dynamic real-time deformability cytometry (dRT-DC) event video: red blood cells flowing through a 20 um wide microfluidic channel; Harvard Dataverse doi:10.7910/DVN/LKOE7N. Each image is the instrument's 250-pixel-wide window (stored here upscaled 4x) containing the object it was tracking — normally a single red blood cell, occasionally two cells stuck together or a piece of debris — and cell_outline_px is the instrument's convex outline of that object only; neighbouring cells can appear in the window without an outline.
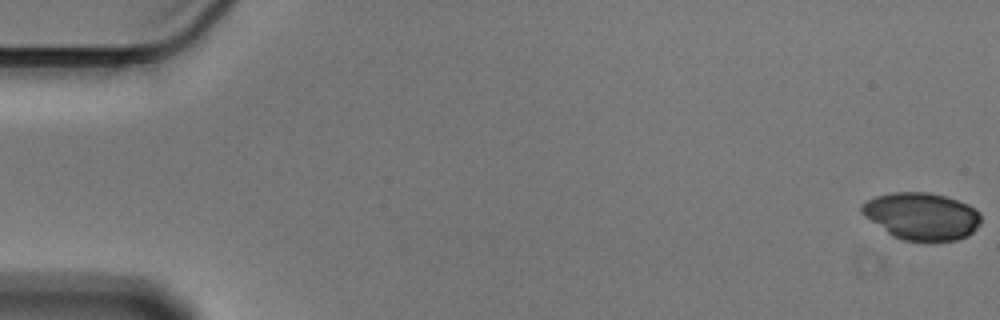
{"species": "Egyptian fruit bat (a non-hibernating species)", "species_latin": "Rousettus aegyptiacus", "temperature_condition": "cold", "stored_images_in_passage": 56, "camera_frame_rate_fps": 3000, "um_per_image_px": 0.085, "animal": {"sex": "male"}, "frame": {"image": 1, "passage_image": 1, "time_ms": 0.0, "image_size_px": [1000, 320], "cell_outline_px": [[980, 224], [968, 236], [956, 240], [904, 240], [892, 236], [864, 216], [860, 212], [860, 208], [868, 200], [876, 196], [892, 192], [928, 192], [944, 196], [968, 204], [976, 208], [980, 212]], "centroid_in_image_um": [78.35, 18.37], "position_along_channel_um": 6.7, "area_um2": 32.6}}
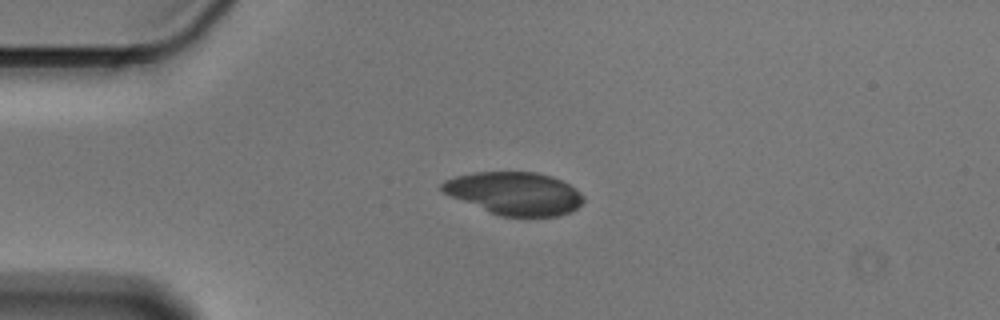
{"frame": {"image": 2, "passage_image": 14, "time_ms": 4.333, "image_size_px": [1000, 320], "cell_outline_px": [[584, 200], [572, 212], [556, 216], [500, 216], [452, 196], [444, 192], [440, 188], [440, 184], [444, 180], [456, 176], [476, 172], [536, 172], [552, 176], [576, 188], [584, 196]], "centroid_in_image_um": [43.77, 16.43], "position_along_channel_um": 41.2, "area_um2": 34.97}}
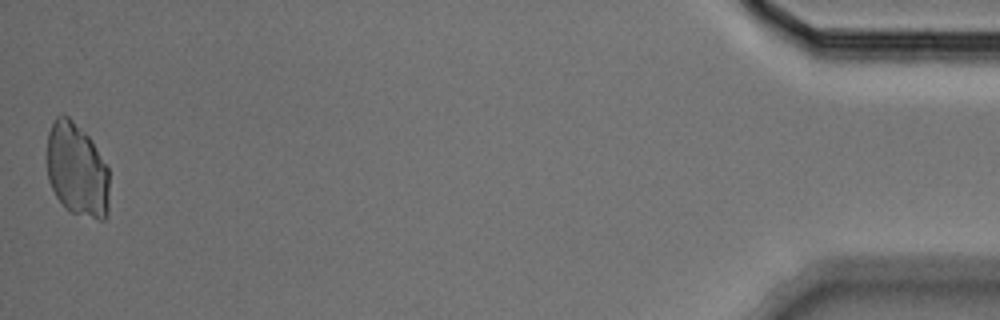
{"frame": {"image": 3, "passage_image": 56, "time_ms": 18.333, "image_size_px": [1000, 320], "cell_outline_px": [[108, 216], [104, 220], [100, 220], [72, 212], [64, 208], [56, 196], [48, 180], [48, 132], [56, 116], [68, 116], [88, 136], [108, 168]], "centroid_in_image_um": [6.54, 14.48], "position_along_channel_um": 428.7, "area_um2": 33.64}}